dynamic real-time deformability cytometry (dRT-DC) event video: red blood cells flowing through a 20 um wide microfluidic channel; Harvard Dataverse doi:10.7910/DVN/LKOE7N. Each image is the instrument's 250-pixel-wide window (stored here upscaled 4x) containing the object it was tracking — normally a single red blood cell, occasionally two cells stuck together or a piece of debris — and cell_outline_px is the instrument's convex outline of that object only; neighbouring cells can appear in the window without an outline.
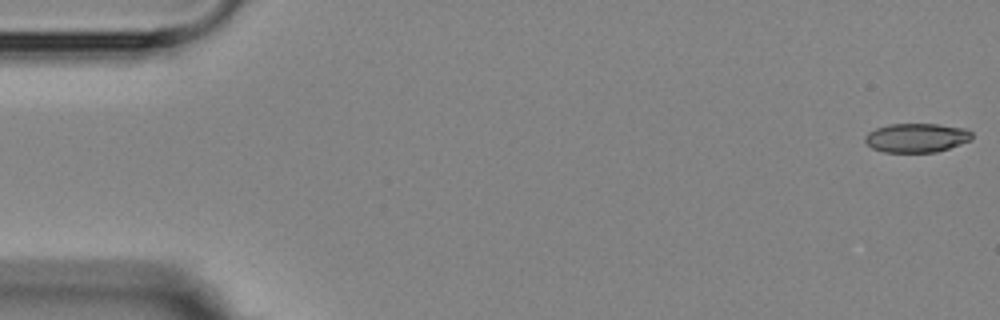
{"species": "Egyptian fruit bat (a non-hibernating species)", "species_latin": "Rousettus aegyptiacus", "temperature_condition": "room temperature", "stored_images_in_passage": 6, "camera_frame_rate_fps": 3000, "um_per_image_px": 0.085, "animal": {"sex": "female"}, "frame": {"image": 1, "passage_image": 1, "time_ms": 0.0, "image_size_px": [1000, 320], "cell_outline_px": [[972, 140], [936, 152], [884, 152], [872, 148], [864, 140], [864, 136], [868, 132], [876, 128], [888, 124], [936, 124], [968, 128], [972, 132]], "centroid_in_image_um": [77.92, 11.7], "position_along_channel_um": 7.1, "area_um2": 18.21}}